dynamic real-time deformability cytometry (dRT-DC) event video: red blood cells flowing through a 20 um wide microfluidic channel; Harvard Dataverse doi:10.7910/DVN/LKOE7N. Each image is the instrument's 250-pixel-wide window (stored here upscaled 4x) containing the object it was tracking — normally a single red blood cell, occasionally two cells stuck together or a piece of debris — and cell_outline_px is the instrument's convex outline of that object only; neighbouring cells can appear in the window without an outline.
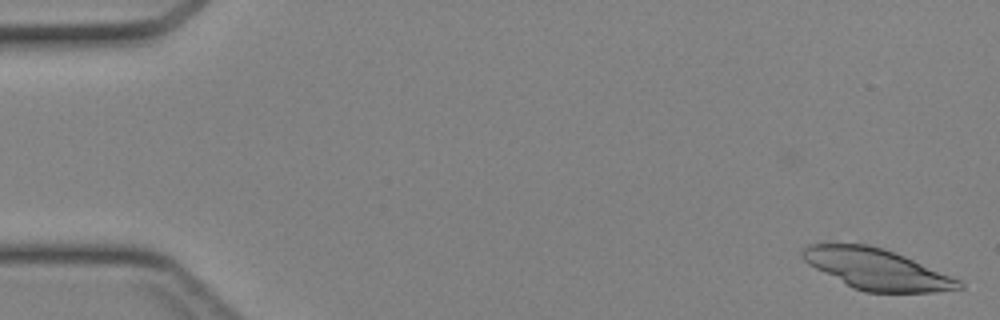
{"species": "Egyptian fruit bat (a non-hibernating species)", "species_latin": "Rousettus aegyptiacus", "temperature_condition": "cold", "stored_images_in_passage": 43, "camera_frame_rate_fps": 3000, "um_per_image_px": 0.085, "animal": {"sex": "female"}, "frame": {"image": 1, "passage_image": 1, "time_ms": 0.0, "image_size_px": [1000, 320], "cell_outline_px": [[964, 288], [936, 292], [864, 292], [852, 288], [808, 264], [800, 256], [800, 252], [808, 244], [864, 244], [880, 248], [904, 256], [960, 280], [964, 284]], "centroid_in_image_um": [74.5, 22.89], "position_along_channel_um": 10.5, "area_um2": 36.7}}
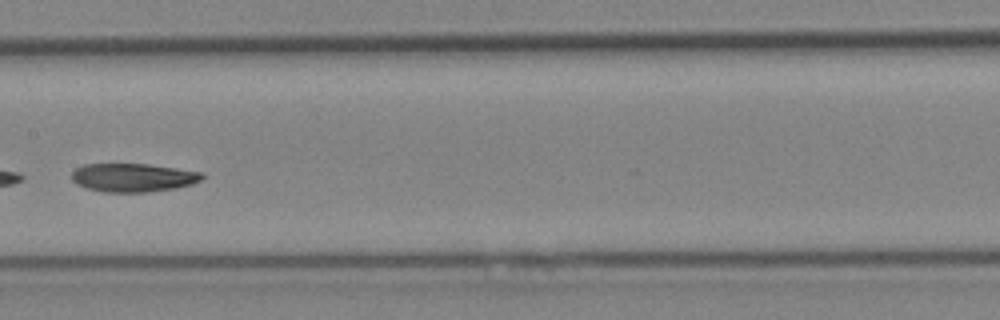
{"frame": {"image": 2, "passage_image": 23, "time_ms": 7.333, "image_size_px": [1000, 320], "cell_outline_px": [[204, 176], [200, 180], [192, 184], [176, 188], [148, 192], [104, 192], [88, 188], [76, 184], [72, 180], [72, 172], [76, 168], [84, 164], [148, 164], [204, 172]], "centroid_in_image_um": [11.32, 15.09], "position_along_channel_um": 196.1, "area_um2": 21.68}}
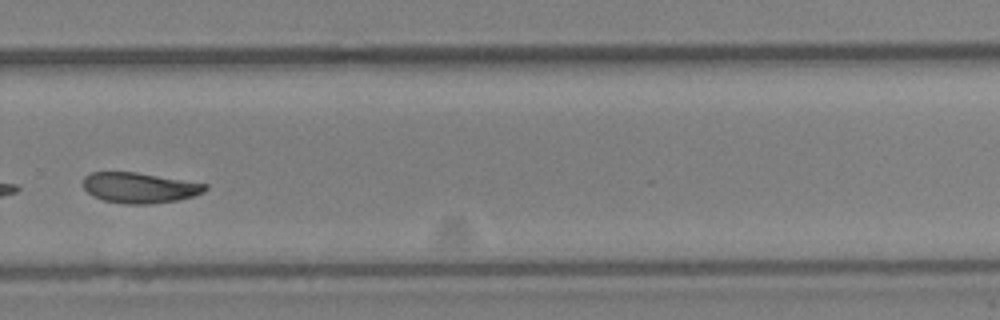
{"frame": {"image": 3, "passage_image": 31, "time_ms": 10.0, "image_size_px": [1000, 320], "cell_outline_px": [[208, 188], [204, 192], [192, 196], [176, 200], [152, 204], [124, 204], [104, 200], [92, 196], [84, 188], [84, 176], [92, 172], [136, 172], [208, 184]], "centroid_in_image_um": [11.86, 15.96], "position_along_channel_um": 317.9, "area_um2": 21.62}}